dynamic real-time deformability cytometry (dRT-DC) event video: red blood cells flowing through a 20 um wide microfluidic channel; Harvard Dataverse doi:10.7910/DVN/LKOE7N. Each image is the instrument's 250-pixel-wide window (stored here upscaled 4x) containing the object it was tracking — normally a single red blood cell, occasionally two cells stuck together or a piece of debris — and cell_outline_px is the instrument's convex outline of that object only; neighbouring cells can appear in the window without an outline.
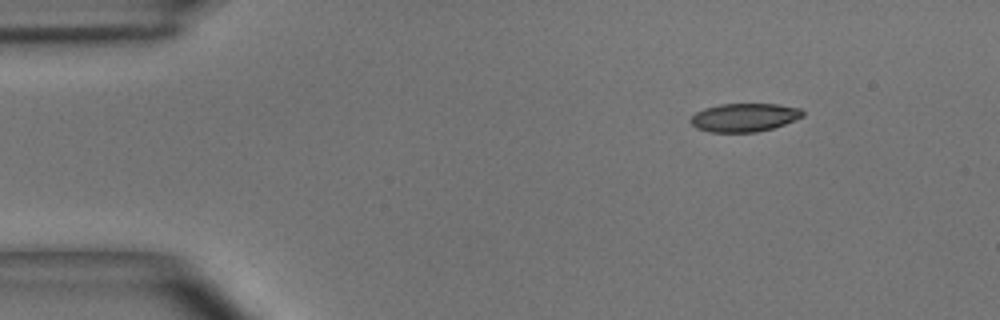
{"species": "common noctule bat (a hibernating species)", "species_latin": "Nyctalus noctula", "temperature_condition": "room temperature", "stored_images_in_passage": 43, "camera_frame_rate_fps": 3000, "um_per_image_px": 0.085, "animal": {"sex": "male", "body_mass_g": 15.6}, "frame": {"image": 1, "passage_image": 1, "time_ms": 0.0, "image_size_px": [1000, 320], "cell_outline_px": [[804, 116], [784, 124], [772, 128], [756, 132], [708, 132], [696, 128], [688, 120], [696, 112], [704, 108], [720, 104], [776, 104], [800, 108], [804, 112]], "centroid_in_image_um": [63.24, 9.98], "position_along_channel_um": 21.8, "area_um2": 18.55}}
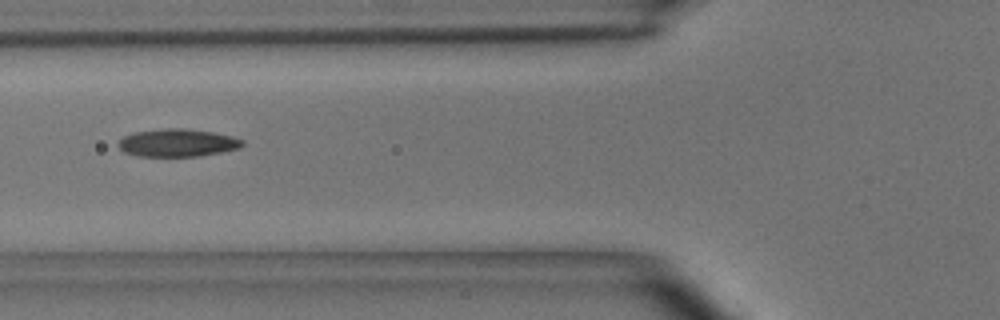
{"frame": {"image": 2, "passage_image": 13, "time_ms": 4.0, "image_size_px": [1000, 320], "cell_outline_px": [[244, 144], [240, 148], [200, 156], [140, 156], [124, 152], [116, 144], [124, 136], [136, 132], [168, 128], [184, 128], [212, 132], [232, 136], [244, 140]], "centroid_in_image_um": [15.11, 12.14], "position_along_channel_um": 110.7, "area_um2": 19.94}}
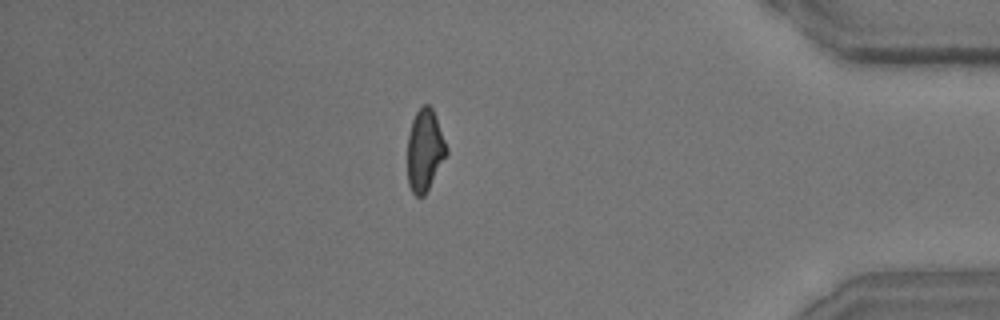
{"frame": {"image": 3, "passage_image": 37, "time_ms": 12.0, "image_size_px": [1000, 320], "cell_outline_px": [[448, 152], [424, 196], [416, 196], [412, 192], [408, 184], [408, 136], [412, 120], [416, 112], [424, 104], [428, 104], [432, 108], [448, 148]], "centroid_in_image_um": [36.1, 12.77], "position_along_channel_um": 399.1, "area_um2": 18.38}, "authors_computed_cell_mechanics": {"area_um2": 19.4208, "velocity_mm_per_s": 4.0566, "shape_relaxation_time_tau1_ms": 5.5374, "shape_relaxation_time_tau2_ms": 3.0995, "deformation_change_tau1": 0.159, "deformation_change_tau2": 0.1067}}